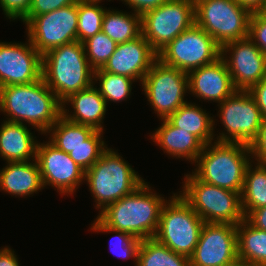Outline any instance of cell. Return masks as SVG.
I'll list each match as a JSON object with an SVG mask.
<instances>
[{"mask_svg":"<svg viewBox=\"0 0 266 266\" xmlns=\"http://www.w3.org/2000/svg\"><path fill=\"white\" fill-rule=\"evenodd\" d=\"M167 120L180 130L195 135L204 145L212 143L214 119L195 104L186 102Z\"/></svg>","mask_w":266,"mask_h":266,"instance_id":"cell-24","label":"cell"},{"mask_svg":"<svg viewBox=\"0 0 266 266\" xmlns=\"http://www.w3.org/2000/svg\"><path fill=\"white\" fill-rule=\"evenodd\" d=\"M84 179L95 197L96 207L102 210L145 182L119 154L109 148L85 172Z\"/></svg>","mask_w":266,"mask_h":266,"instance_id":"cell-5","label":"cell"},{"mask_svg":"<svg viewBox=\"0 0 266 266\" xmlns=\"http://www.w3.org/2000/svg\"><path fill=\"white\" fill-rule=\"evenodd\" d=\"M43 188L39 165L25 162H8L0 171V189L15 196H27Z\"/></svg>","mask_w":266,"mask_h":266,"instance_id":"cell-22","label":"cell"},{"mask_svg":"<svg viewBox=\"0 0 266 266\" xmlns=\"http://www.w3.org/2000/svg\"><path fill=\"white\" fill-rule=\"evenodd\" d=\"M143 90L160 119H167L186 103L188 74L157 59L142 80Z\"/></svg>","mask_w":266,"mask_h":266,"instance_id":"cell-11","label":"cell"},{"mask_svg":"<svg viewBox=\"0 0 266 266\" xmlns=\"http://www.w3.org/2000/svg\"><path fill=\"white\" fill-rule=\"evenodd\" d=\"M220 57L221 47L196 23L158 53V59L163 64L178 68L187 74L215 62Z\"/></svg>","mask_w":266,"mask_h":266,"instance_id":"cell-9","label":"cell"},{"mask_svg":"<svg viewBox=\"0 0 266 266\" xmlns=\"http://www.w3.org/2000/svg\"><path fill=\"white\" fill-rule=\"evenodd\" d=\"M150 190L144 182L132 193L107 205L97 218L108 227L130 233L140 240L154 238L166 201Z\"/></svg>","mask_w":266,"mask_h":266,"instance_id":"cell-2","label":"cell"},{"mask_svg":"<svg viewBox=\"0 0 266 266\" xmlns=\"http://www.w3.org/2000/svg\"><path fill=\"white\" fill-rule=\"evenodd\" d=\"M126 4L133 8L136 14L143 15L145 12L155 9L171 0H124Z\"/></svg>","mask_w":266,"mask_h":266,"instance_id":"cell-40","label":"cell"},{"mask_svg":"<svg viewBox=\"0 0 266 266\" xmlns=\"http://www.w3.org/2000/svg\"><path fill=\"white\" fill-rule=\"evenodd\" d=\"M36 161L43 188L52 184L60 194H73L85 177V171L70 158L69 154L50 142L37 144Z\"/></svg>","mask_w":266,"mask_h":266,"instance_id":"cell-17","label":"cell"},{"mask_svg":"<svg viewBox=\"0 0 266 266\" xmlns=\"http://www.w3.org/2000/svg\"><path fill=\"white\" fill-rule=\"evenodd\" d=\"M189 1L195 5V4H197L201 0H189Z\"/></svg>","mask_w":266,"mask_h":266,"instance_id":"cell-45","label":"cell"},{"mask_svg":"<svg viewBox=\"0 0 266 266\" xmlns=\"http://www.w3.org/2000/svg\"><path fill=\"white\" fill-rule=\"evenodd\" d=\"M136 266H190L189 258L175 253L155 238L141 240Z\"/></svg>","mask_w":266,"mask_h":266,"instance_id":"cell-28","label":"cell"},{"mask_svg":"<svg viewBox=\"0 0 266 266\" xmlns=\"http://www.w3.org/2000/svg\"><path fill=\"white\" fill-rule=\"evenodd\" d=\"M248 164L243 189L241 192V206L244 217L252 210L266 206V163H257L253 169Z\"/></svg>","mask_w":266,"mask_h":266,"instance_id":"cell-26","label":"cell"},{"mask_svg":"<svg viewBox=\"0 0 266 266\" xmlns=\"http://www.w3.org/2000/svg\"><path fill=\"white\" fill-rule=\"evenodd\" d=\"M171 198L162 206L154 238L175 253L190 258L205 222L180 195Z\"/></svg>","mask_w":266,"mask_h":266,"instance_id":"cell-7","label":"cell"},{"mask_svg":"<svg viewBox=\"0 0 266 266\" xmlns=\"http://www.w3.org/2000/svg\"><path fill=\"white\" fill-rule=\"evenodd\" d=\"M95 131L91 126L76 124L61 116L47 133H52L51 144L69 154L73 148L84 144Z\"/></svg>","mask_w":266,"mask_h":266,"instance_id":"cell-29","label":"cell"},{"mask_svg":"<svg viewBox=\"0 0 266 266\" xmlns=\"http://www.w3.org/2000/svg\"><path fill=\"white\" fill-rule=\"evenodd\" d=\"M94 80L100 81V87L98 90L105 99L108 101L118 102L127 99L131 93V85L134 79L104 72L102 69L94 71Z\"/></svg>","mask_w":266,"mask_h":266,"instance_id":"cell-31","label":"cell"},{"mask_svg":"<svg viewBox=\"0 0 266 266\" xmlns=\"http://www.w3.org/2000/svg\"><path fill=\"white\" fill-rule=\"evenodd\" d=\"M210 145L212 143L204 145L197 157L198 167L194 175L203 182L241 194L245 171L250 163L249 146L218 141L214 146Z\"/></svg>","mask_w":266,"mask_h":266,"instance_id":"cell-4","label":"cell"},{"mask_svg":"<svg viewBox=\"0 0 266 266\" xmlns=\"http://www.w3.org/2000/svg\"><path fill=\"white\" fill-rule=\"evenodd\" d=\"M248 37L266 55V13H251Z\"/></svg>","mask_w":266,"mask_h":266,"instance_id":"cell-35","label":"cell"},{"mask_svg":"<svg viewBox=\"0 0 266 266\" xmlns=\"http://www.w3.org/2000/svg\"><path fill=\"white\" fill-rule=\"evenodd\" d=\"M194 23L195 5L189 0H171L141 16L142 35L157 54Z\"/></svg>","mask_w":266,"mask_h":266,"instance_id":"cell-10","label":"cell"},{"mask_svg":"<svg viewBox=\"0 0 266 266\" xmlns=\"http://www.w3.org/2000/svg\"><path fill=\"white\" fill-rule=\"evenodd\" d=\"M230 51L228 59L225 56ZM221 57L237 90H249L266 77V55L249 37L223 45Z\"/></svg>","mask_w":266,"mask_h":266,"instance_id":"cell-15","label":"cell"},{"mask_svg":"<svg viewBox=\"0 0 266 266\" xmlns=\"http://www.w3.org/2000/svg\"><path fill=\"white\" fill-rule=\"evenodd\" d=\"M82 43L89 65L94 71L104 67L117 46V43L102 31Z\"/></svg>","mask_w":266,"mask_h":266,"instance_id":"cell-32","label":"cell"},{"mask_svg":"<svg viewBox=\"0 0 266 266\" xmlns=\"http://www.w3.org/2000/svg\"><path fill=\"white\" fill-rule=\"evenodd\" d=\"M79 0H32L28 14L22 19L26 24L34 16L52 12L59 8L75 4Z\"/></svg>","mask_w":266,"mask_h":266,"instance_id":"cell-36","label":"cell"},{"mask_svg":"<svg viewBox=\"0 0 266 266\" xmlns=\"http://www.w3.org/2000/svg\"><path fill=\"white\" fill-rule=\"evenodd\" d=\"M157 59L158 54L141 34L131 41L117 44L102 70L142 82Z\"/></svg>","mask_w":266,"mask_h":266,"instance_id":"cell-18","label":"cell"},{"mask_svg":"<svg viewBox=\"0 0 266 266\" xmlns=\"http://www.w3.org/2000/svg\"><path fill=\"white\" fill-rule=\"evenodd\" d=\"M94 70L87 60L83 43L75 41L42 55V79L62 102L69 95L90 87Z\"/></svg>","mask_w":266,"mask_h":266,"instance_id":"cell-3","label":"cell"},{"mask_svg":"<svg viewBox=\"0 0 266 266\" xmlns=\"http://www.w3.org/2000/svg\"><path fill=\"white\" fill-rule=\"evenodd\" d=\"M236 225L205 222L190 266H222L237 258Z\"/></svg>","mask_w":266,"mask_h":266,"instance_id":"cell-14","label":"cell"},{"mask_svg":"<svg viewBox=\"0 0 266 266\" xmlns=\"http://www.w3.org/2000/svg\"><path fill=\"white\" fill-rule=\"evenodd\" d=\"M28 42H0V87L30 84L42 78V55Z\"/></svg>","mask_w":266,"mask_h":266,"instance_id":"cell-16","label":"cell"},{"mask_svg":"<svg viewBox=\"0 0 266 266\" xmlns=\"http://www.w3.org/2000/svg\"><path fill=\"white\" fill-rule=\"evenodd\" d=\"M28 38L44 55L49 50L77 41L78 2L34 16L27 23Z\"/></svg>","mask_w":266,"mask_h":266,"instance_id":"cell-12","label":"cell"},{"mask_svg":"<svg viewBox=\"0 0 266 266\" xmlns=\"http://www.w3.org/2000/svg\"><path fill=\"white\" fill-rule=\"evenodd\" d=\"M245 219L255 228L266 231V206L252 210Z\"/></svg>","mask_w":266,"mask_h":266,"instance_id":"cell-41","label":"cell"},{"mask_svg":"<svg viewBox=\"0 0 266 266\" xmlns=\"http://www.w3.org/2000/svg\"><path fill=\"white\" fill-rule=\"evenodd\" d=\"M25 124L5 120L0 128V155L7 162L36 159L37 142Z\"/></svg>","mask_w":266,"mask_h":266,"instance_id":"cell-21","label":"cell"},{"mask_svg":"<svg viewBox=\"0 0 266 266\" xmlns=\"http://www.w3.org/2000/svg\"><path fill=\"white\" fill-rule=\"evenodd\" d=\"M236 2L246 8L250 13L266 11V0H236Z\"/></svg>","mask_w":266,"mask_h":266,"instance_id":"cell-42","label":"cell"},{"mask_svg":"<svg viewBox=\"0 0 266 266\" xmlns=\"http://www.w3.org/2000/svg\"><path fill=\"white\" fill-rule=\"evenodd\" d=\"M98 3L100 2L78 1L77 41L81 43L101 32L106 9Z\"/></svg>","mask_w":266,"mask_h":266,"instance_id":"cell-30","label":"cell"},{"mask_svg":"<svg viewBox=\"0 0 266 266\" xmlns=\"http://www.w3.org/2000/svg\"><path fill=\"white\" fill-rule=\"evenodd\" d=\"M82 1L100 2V1H102V0H82Z\"/></svg>","mask_w":266,"mask_h":266,"instance_id":"cell-46","label":"cell"},{"mask_svg":"<svg viewBox=\"0 0 266 266\" xmlns=\"http://www.w3.org/2000/svg\"><path fill=\"white\" fill-rule=\"evenodd\" d=\"M0 110L10 116L7 121H25L47 133L62 116V102L41 78L30 84L0 87Z\"/></svg>","mask_w":266,"mask_h":266,"instance_id":"cell-1","label":"cell"},{"mask_svg":"<svg viewBox=\"0 0 266 266\" xmlns=\"http://www.w3.org/2000/svg\"><path fill=\"white\" fill-rule=\"evenodd\" d=\"M220 119L226 128L218 142L249 145L256 137L263 121L261 110L248 90H236L220 104Z\"/></svg>","mask_w":266,"mask_h":266,"instance_id":"cell-13","label":"cell"},{"mask_svg":"<svg viewBox=\"0 0 266 266\" xmlns=\"http://www.w3.org/2000/svg\"><path fill=\"white\" fill-rule=\"evenodd\" d=\"M151 138L173 157H183L196 161L204 148V144L193 134L173 126L167 119Z\"/></svg>","mask_w":266,"mask_h":266,"instance_id":"cell-23","label":"cell"},{"mask_svg":"<svg viewBox=\"0 0 266 266\" xmlns=\"http://www.w3.org/2000/svg\"><path fill=\"white\" fill-rule=\"evenodd\" d=\"M188 86L190 92L197 97L217 101L219 104L237 90L222 57L211 64L190 71Z\"/></svg>","mask_w":266,"mask_h":266,"instance_id":"cell-19","label":"cell"},{"mask_svg":"<svg viewBox=\"0 0 266 266\" xmlns=\"http://www.w3.org/2000/svg\"><path fill=\"white\" fill-rule=\"evenodd\" d=\"M222 266H254V265H252L251 263L247 262L244 259L237 257L234 261Z\"/></svg>","mask_w":266,"mask_h":266,"instance_id":"cell-44","label":"cell"},{"mask_svg":"<svg viewBox=\"0 0 266 266\" xmlns=\"http://www.w3.org/2000/svg\"><path fill=\"white\" fill-rule=\"evenodd\" d=\"M0 266H19L18 259L10 248L0 250Z\"/></svg>","mask_w":266,"mask_h":266,"instance_id":"cell-43","label":"cell"},{"mask_svg":"<svg viewBox=\"0 0 266 266\" xmlns=\"http://www.w3.org/2000/svg\"><path fill=\"white\" fill-rule=\"evenodd\" d=\"M248 146L257 163H266V118H263L258 134Z\"/></svg>","mask_w":266,"mask_h":266,"instance_id":"cell-38","label":"cell"},{"mask_svg":"<svg viewBox=\"0 0 266 266\" xmlns=\"http://www.w3.org/2000/svg\"><path fill=\"white\" fill-rule=\"evenodd\" d=\"M32 0H0V6L8 19H23L29 12Z\"/></svg>","mask_w":266,"mask_h":266,"instance_id":"cell-37","label":"cell"},{"mask_svg":"<svg viewBox=\"0 0 266 266\" xmlns=\"http://www.w3.org/2000/svg\"><path fill=\"white\" fill-rule=\"evenodd\" d=\"M250 15L236 0H201L195 4V23L220 47L248 37Z\"/></svg>","mask_w":266,"mask_h":266,"instance_id":"cell-8","label":"cell"},{"mask_svg":"<svg viewBox=\"0 0 266 266\" xmlns=\"http://www.w3.org/2000/svg\"><path fill=\"white\" fill-rule=\"evenodd\" d=\"M103 131L96 130L84 144L73 148L69 153L70 158L80 166L85 172L101 157L107 149L101 139Z\"/></svg>","mask_w":266,"mask_h":266,"instance_id":"cell-33","label":"cell"},{"mask_svg":"<svg viewBox=\"0 0 266 266\" xmlns=\"http://www.w3.org/2000/svg\"><path fill=\"white\" fill-rule=\"evenodd\" d=\"M237 256L254 266H266V231L252 226L246 219L236 225Z\"/></svg>","mask_w":266,"mask_h":266,"instance_id":"cell-25","label":"cell"},{"mask_svg":"<svg viewBox=\"0 0 266 266\" xmlns=\"http://www.w3.org/2000/svg\"><path fill=\"white\" fill-rule=\"evenodd\" d=\"M101 31L117 44L131 41L142 34L141 15L106 10Z\"/></svg>","mask_w":266,"mask_h":266,"instance_id":"cell-27","label":"cell"},{"mask_svg":"<svg viewBox=\"0 0 266 266\" xmlns=\"http://www.w3.org/2000/svg\"><path fill=\"white\" fill-rule=\"evenodd\" d=\"M66 102V103H65ZM71 103L74 113L69 115L64 105ZM107 103L97 88L90 87L69 95L62 101V116L70 122L88 125L103 131L101 125L106 114Z\"/></svg>","mask_w":266,"mask_h":266,"instance_id":"cell-20","label":"cell"},{"mask_svg":"<svg viewBox=\"0 0 266 266\" xmlns=\"http://www.w3.org/2000/svg\"><path fill=\"white\" fill-rule=\"evenodd\" d=\"M261 110L263 118H266V77L248 90Z\"/></svg>","mask_w":266,"mask_h":266,"instance_id":"cell-39","label":"cell"},{"mask_svg":"<svg viewBox=\"0 0 266 266\" xmlns=\"http://www.w3.org/2000/svg\"><path fill=\"white\" fill-rule=\"evenodd\" d=\"M91 230L96 232H115L116 240L114 243L116 244L114 245V243H110V246L113 245L112 247L115 248V250L117 249L116 251H113V253L124 259L134 257L135 261H137V253L141 243V240L139 238L133 237L130 233L112 229L103 224L98 218H96Z\"/></svg>","mask_w":266,"mask_h":266,"instance_id":"cell-34","label":"cell"},{"mask_svg":"<svg viewBox=\"0 0 266 266\" xmlns=\"http://www.w3.org/2000/svg\"><path fill=\"white\" fill-rule=\"evenodd\" d=\"M184 182L180 196L204 222L237 225L245 219L240 193L203 182L193 173Z\"/></svg>","mask_w":266,"mask_h":266,"instance_id":"cell-6","label":"cell"}]
</instances>
